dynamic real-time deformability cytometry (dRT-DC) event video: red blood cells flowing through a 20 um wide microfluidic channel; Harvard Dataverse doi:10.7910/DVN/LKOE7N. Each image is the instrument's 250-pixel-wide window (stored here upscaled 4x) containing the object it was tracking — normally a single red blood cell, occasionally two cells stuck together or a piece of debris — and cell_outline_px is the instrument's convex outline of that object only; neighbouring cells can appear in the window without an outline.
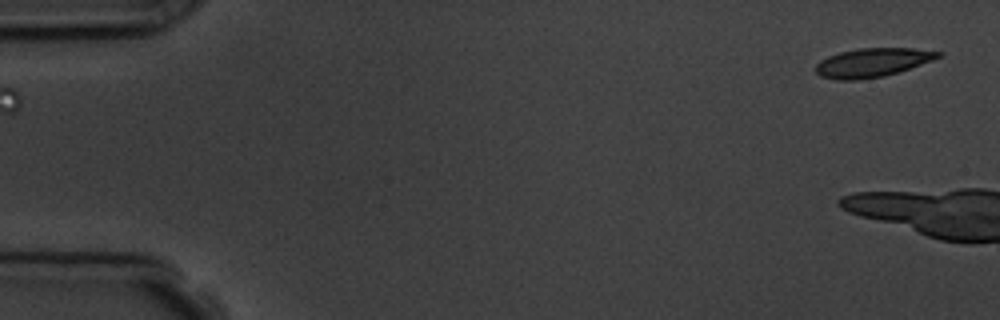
{"species": "common noctule bat (a hibernating species)", "species_latin": "Nyctalus noctula", "temperature_condition": "room temperature", "stored_images_in_passage": 3, "camera_frame_rate_fps": 3000, "um_per_image_px": 0.085, "animal": {"sex": "male", "body_mass_g": 19.5, "forearm_length_mm": 54.6}, "frame": {"image": 1, "passage_image": 3, "time_ms": 2.333, "image_size_px": [1000, 320], "cell_outline_px": [[944, 52], [940, 56], [932, 60], [884, 76], [856, 80], [836, 80], [820, 76], [816, 72], [816, 64], [820, 60], [828, 56], [840, 52], [860, 48], [912, 48]], "centroid_in_image_um": [74.11, 5.31], "position_along_channel_um": 10.9, "area_um2": 20.35}}